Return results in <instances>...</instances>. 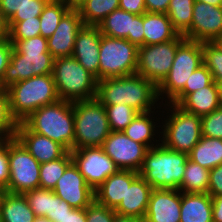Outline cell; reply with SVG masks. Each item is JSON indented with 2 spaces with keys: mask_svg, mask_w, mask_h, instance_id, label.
I'll return each instance as SVG.
<instances>
[{
  "mask_svg": "<svg viewBox=\"0 0 222 222\" xmlns=\"http://www.w3.org/2000/svg\"><path fill=\"white\" fill-rule=\"evenodd\" d=\"M13 45L10 62L0 85L8 89L19 81L34 76L52 74L54 57L48 51L47 38L41 35L25 40H9Z\"/></svg>",
  "mask_w": 222,
  "mask_h": 222,
  "instance_id": "cell-1",
  "label": "cell"
},
{
  "mask_svg": "<svg viewBox=\"0 0 222 222\" xmlns=\"http://www.w3.org/2000/svg\"><path fill=\"white\" fill-rule=\"evenodd\" d=\"M96 99L103 105L125 104L145 113L155 108L159 97L153 82L133 74L98 81Z\"/></svg>",
  "mask_w": 222,
  "mask_h": 222,
  "instance_id": "cell-2",
  "label": "cell"
},
{
  "mask_svg": "<svg viewBox=\"0 0 222 222\" xmlns=\"http://www.w3.org/2000/svg\"><path fill=\"white\" fill-rule=\"evenodd\" d=\"M187 160V153L168 149L158 143L149 148L138 173L153 189L179 190Z\"/></svg>",
  "mask_w": 222,
  "mask_h": 222,
  "instance_id": "cell-3",
  "label": "cell"
},
{
  "mask_svg": "<svg viewBox=\"0 0 222 222\" xmlns=\"http://www.w3.org/2000/svg\"><path fill=\"white\" fill-rule=\"evenodd\" d=\"M32 132L48 137L64 146L69 152L74 149L73 103L59 100L32 112L22 121Z\"/></svg>",
  "mask_w": 222,
  "mask_h": 222,
  "instance_id": "cell-4",
  "label": "cell"
},
{
  "mask_svg": "<svg viewBox=\"0 0 222 222\" xmlns=\"http://www.w3.org/2000/svg\"><path fill=\"white\" fill-rule=\"evenodd\" d=\"M6 90L10 113L17 123L37 109L60 100L52 74L19 81Z\"/></svg>",
  "mask_w": 222,
  "mask_h": 222,
  "instance_id": "cell-5",
  "label": "cell"
},
{
  "mask_svg": "<svg viewBox=\"0 0 222 222\" xmlns=\"http://www.w3.org/2000/svg\"><path fill=\"white\" fill-rule=\"evenodd\" d=\"M53 79L60 100L77 102L96 98V77L73 56L54 58Z\"/></svg>",
  "mask_w": 222,
  "mask_h": 222,
  "instance_id": "cell-6",
  "label": "cell"
},
{
  "mask_svg": "<svg viewBox=\"0 0 222 222\" xmlns=\"http://www.w3.org/2000/svg\"><path fill=\"white\" fill-rule=\"evenodd\" d=\"M73 109L74 149L102 146L111 132L105 106L95 98L73 102Z\"/></svg>",
  "mask_w": 222,
  "mask_h": 222,
  "instance_id": "cell-7",
  "label": "cell"
},
{
  "mask_svg": "<svg viewBox=\"0 0 222 222\" xmlns=\"http://www.w3.org/2000/svg\"><path fill=\"white\" fill-rule=\"evenodd\" d=\"M171 111L164 119L161 143L168 149L189 153L202 137L201 116L189 113L177 104L167 103Z\"/></svg>",
  "mask_w": 222,
  "mask_h": 222,
  "instance_id": "cell-8",
  "label": "cell"
},
{
  "mask_svg": "<svg viewBox=\"0 0 222 222\" xmlns=\"http://www.w3.org/2000/svg\"><path fill=\"white\" fill-rule=\"evenodd\" d=\"M203 65L202 42L185 39L178 47L170 72L157 86L159 100L169 103L184 89L191 74ZM162 96V97H161Z\"/></svg>",
  "mask_w": 222,
  "mask_h": 222,
  "instance_id": "cell-9",
  "label": "cell"
},
{
  "mask_svg": "<svg viewBox=\"0 0 222 222\" xmlns=\"http://www.w3.org/2000/svg\"><path fill=\"white\" fill-rule=\"evenodd\" d=\"M138 47L127 39L101 35L99 81L136 74Z\"/></svg>",
  "mask_w": 222,
  "mask_h": 222,
  "instance_id": "cell-10",
  "label": "cell"
},
{
  "mask_svg": "<svg viewBox=\"0 0 222 222\" xmlns=\"http://www.w3.org/2000/svg\"><path fill=\"white\" fill-rule=\"evenodd\" d=\"M9 181L6 192L23 194L39 188L40 163L14 137L8 139Z\"/></svg>",
  "mask_w": 222,
  "mask_h": 222,
  "instance_id": "cell-11",
  "label": "cell"
},
{
  "mask_svg": "<svg viewBox=\"0 0 222 222\" xmlns=\"http://www.w3.org/2000/svg\"><path fill=\"white\" fill-rule=\"evenodd\" d=\"M185 39L179 34L175 39L164 43L138 47L136 74L158 86L170 72L177 47Z\"/></svg>",
  "mask_w": 222,
  "mask_h": 222,
  "instance_id": "cell-12",
  "label": "cell"
},
{
  "mask_svg": "<svg viewBox=\"0 0 222 222\" xmlns=\"http://www.w3.org/2000/svg\"><path fill=\"white\" fill-rule=\"evenodd\" d=\"M70 152L73 163L93 190L120 170L101 146L73 149Z\"/></svg>",
  "mask_w": 222,
  "mask_h": 222,
  "instance_id": "cell-13",
  "label": "cell"
},
{
  "mask_svg": "<svg viewBox=\"0 0 222 222\" xmlns=\"http://www.w3.org/2000/svg\"><path fill=\"white\" fill-rule=\"evenodd\" d=\"M120 170L139 172L149 148L127 137L122 131H111L102 146Z\"/></svg>",
  "mask_w": 222,
  "mask_h": 222,
  "instance_id": "cell-14",
  "label": "cell"
},
{
  "mask_svg": "<svg viewBox=\"0 0 222 222\" xmlns=\"http://www.w3.org/2000/svg\"><path fill=\"white\" fill-rule=\"evenodd\" d=\"M183 36L197 42H214L222 36V6L195 1L191 27Z\"/></svg>",
  "mask_w": 222,
  "mask_h": 222,
  "instance_id": "cell-15",
  "label": "cell"
},
{
  "mask_svg": "<svg viewBox=\"0 0 222 222\" xmlns=\"http://www.w3.org/2000/svg\"><path fill=\"white\" fill-rule=\"evenodd\" d=\"M97 26L102 35L127 39L137 47L144 46L143 15H135L118 8Z\"/></svg>",
  "mask_w": 222,
  "mask_h": 222,
  "instance_id": "cell-16",
  "label": "cell"
},
{
  "mask_svg": "<svg viewBox=\"0 0 222 222\" xmlns=\"http://www.w3.org/2000/svg\"><path fill=\"white\" fill-rule=\"evenodd\" d=\"M53 192L75 209L86 208L95 200L94 190L73 162L58 179Z\"/></svg>",
  "mask_w": 222,
  "mask_h": 222,
  "instance_id": "cell-17",
  "label": "cell"
},
{
  "mask_svg": "<svg viewBox=\"0 0 222 222\" xmlns=\"http://www.w3.org/2000/svg\"><path fill=\"white\" fill-rule=\"evenodd\" d=\"M84 23L76 8H71L61 19L48 41V51L54 58L72 56L75 38Z\"/></svg>",
  "mask_w": 222,
  "mask_h": 222,
  "instance_id": "cell-18",
  "label": "cell"
},
{
  "mask_svg": "<svg viewBox=\"0 0 222 222\" xmlns=\"http://www.w3.org/2000/svg\"><path fill=\"white\" fill-rule=\"evenodd\" d=\"M15 138L40 164L57 160L68 152L58 142L32 132L23 122L17 124Z\"/></svg>",
  "mask_w": 222,
  "mask_h": 222,
  "instance_id": "cell-19",
  "label": "cell"
},
{
  "mask_svg": "<svg viewBox=\"0 0 222 222\" xmlns=\"http://www.w3.org/2000/svg\"><path fill=\"white\" fill-rule=\"evenodd\" d=\"M181 191L153 189L144 222H180Z\"/></svg>",
  "mask_w": 222,
  "mask_h": 222,
  "instance_id": "cell-20",
  "label": "cell"
},
{
  "mask_svg": "<svg viewBox=\"0 0 222 222\" xmlns=\"http://www.w3.org/2000/svg\"><path fill=\"white\" fill-rule=\"evenodd\" d=\"M101 32L98 26L84 25L75 38L72 56L99 81Z\"/></svg>",
  "mask_w": 222,
  "mask_h": 222,
  "instance_id": "cell-21",
  "label": "cell"
},
{
  "mask_svg": "<svg viewBox=\"0 0 222 222\" xmlns=\"http://www.w3.org/2000/svg\"><path fill=\"white\" fill-rule=\"evenodd\" d=\"M152 190L144 178L138 175L130 185H127L125 197L114 211L117 215L144 219Z\"/></svg>",
  "mask_w": 222,
  "mask_h": 222,
  "instance_id": "cell-22",
  "label": "cell"
},
{
  "mask_svg": "<svg viewBox=\"0 0 222 222\" xmlns=\"http://www.w3.org/2000/svg\"><path fill=\"white\" fill-rule=\"evenodd\" d=\"M138 175V172L132 170H119L112 174L94 190L95 200L108 208L115 209L125 197L127 185H130Z\"/></svg>",
  "mask_w": 222,
  "mask_h": 222,
  "instance_id": "cell-23",
  "label": "cell"
},
{
  "mask_svg": "<svg viewBox=\"0 0 222 222\" xmlns=\"http://www.w3.org/2000/svg\"><path fill=\"white\" fill-rule=\"evenodd\" d=\"M180 222H213L211 196L181 192Z\"/></svg>",
  "mask_w": 222,
  "mask_h": 222,
  "instance_id": "cell-24",
  "label": "cell"
},
{
  "mask_svg": "<svg viewBox=\"0 0 222 222\" xmlns=\"http://www.w3.org/2000/svg\"><path fill=\"white\" fill-rule=\"evenodd\" d=\"M222 105L218 87L215 81L193 93L188 94L178 106L183 110L204 116L210 114Z\"/></svg>",
  "mask_w": 222,
  "mask_h": 222,
  "instance_id": "cell-25",
  "label": "cell"
},
{
  "mask_svg": "<svg viewBox=\"0 0 222 222\" xmlns=\"http://www.w3.org/2000/svg\"><path fill=\"white\" fill-rule=\"evenodd\" d=\"M144 46L175 39L179 33L173 28L167 14L146 12L143 14Z\"/></svg>",
  "mask_w": 222,
  "mask_h": 222,
  "instance_id": "cell-26",
  "label": "cell"
},
{
  "mask_svg": "<svg viewBox=\"0 0 222 222\" xmlns=\"http://www.w3.org/2000/svg\"><path fill=\"white\" fill-rule=\"evenodd\" d=\"M0 216L3 222H33L35 214L23 194L2 192Z\"/></svg>",
  "mask_w": 222,
  "mask_h": 222,
  "instance_id": "cell-27",
  "label": "cell"
},
{
  "mask_svg": "<svg viewBox=\"0 0 222 222\" xmlns=\"http://www.w3.org/2000/svg\"><path fill=\"white\" fill-rule=\"evenodd\" d=\"M188 159L211 170L222 164V139L202 136L188 153Z\"/></svg>",
  "mask_w": 222,
  "mask_h": 222,
  "instance_id": "cell-28",
  "label": "cell"
},
{
  "mask_svg": "<svg viewBox=\"0 0 222 222\" xmlns=\"http://www.w3.org/2000/svg\"><path fill=\"white\" fill-rule=\"evenodd\" d=\"M151 113H154V111L138 113L132 122L122 131L133 141L146 145L148 148L154 147L155 143L153 144V142L155 140V142L158 143L159 140L154 139V137L156 136L155 133L158 134L160 132L158 129L156 130L155 126L158 125V123L155 124V119H152L150 116Z\"/></svg>",
  "mask_w": 222,
  "mask_h": 222,
  "instance_id": "cell-29",
  "label": "cell"
},
{
  "mask_svg": "<svg viewBox=\"0 0 222 222\" xmlns=\"http://www.w3.org/2000/svg\"><path fill=\"white\" fill-rule=\"evenodd\" d=\"M119 8V0H83L76 6L84 25L97 26Z\"/></svg>",
  "mask_w": 222,
  "mask_h": 222,
  "instance_id": "cell-30",
  "label": "cell"
},
{
  "mask_svg": "<svg viewBox=\"0 0 222 222\" xmlns=\"http://www.w3.org/2000/svg\"><path fill=\"white\" fill-rule=\"evenodd\" d=\"M210 170L187 160L179 190L182 193H208Z\"/></svg>",
  "mask_w": 222,
  "mask_h": 222,
  "instance_id": "cell-31",
  "label": "cell"
},
{
  "mask_svg": "<svg viewBox=\"0 0 222 222\" xmlns=\"http://www.w3.org/2000/svg\"><path fill=\"white\" fill-rule=\"evenodd\" d=\"M195 0H171L167 16L173 28L184 35L191 27L193 6Z\"/></svg>",
  "mask_w": 222,
  "mask_h": 222,
  "instance_id": "cell-32",
  "label": "cell"
},
{
  "mask_svg": "<svg viewBox=\"0 0 222 222\" xmlns=\"http://www.w3.org/2000/svg\"><path fill=\"white\" fill-rule=\"evenodd\" d=\"M73 162L71 152H67L63 157L40 164V188L53 190L58 179L64 174L66 168Z\"/></svg>",
  "mask_w": 222,
  "mask_h": 222,
  "instance_id": "cell-33",
  "label": "cell"
},
{
  "mask_svg": "<svg viewBox=\"0 0 222 222\" xmlns=\"http://www.w3.org/2000/svg\"><path fill=\"white\" fill-rule=\"evenodd\" d=\"M72 7L65 4L64 2L54 1L48 2L40 14V33L44 38H49L55 32L62 17Z\"/></svg>",
  "mask_w": 222,
  "mask_h": 222,
  "instance_id": "cell-34",
  "label": "cell"
},
{
  "mask_svg": "<svg viewBox=\"0 0 222 222\" xmlns=\"http://www.w3.org/2000/svg\"><path fill=\"white\" fill-rule=\"evenodd\" d=\"M111 131H123L139 113L125 104L104 105Z\"/></svg>",
  "mask_w": 222,
  "mask_h": 222,
  "instance_id": "cell-35",
  "label": "cell"
},
{
  "mask_svg": "<svg viewBox=\"0 0 222 222\" xmlns=\"http://www.w3.org/2000/svg\"><path fill=\"white\" fill-rule=\"evenodd\" d=\"M213 81L211 72L204 64L201 65L191 74L184 89L170 103L178 105L188 94L210 85Z\"/></svg>",
  "mask_w": 222,
  "mask_h": 222,
  "instance_id": "cell-36",
  "label": "cell"
},
{
  "mask_svg": "<svg viewBox=\"0 0 222 222\" xmlns=\"http://www.w3.org/2000/svg\"><path fill=\"white\" fill-rule=\"evenodd\" d=\"M7 26L9 40H25L41 35L39 16L24 21H7Z\"/></svg>",
  "mask_w": 222,
  "mask_h": 222,
  "instance_id": "cell-37",
  "label": "cell"
},
{
  "mask_svg": "<svg viewBox=\"0 0 222 222\" xmlns=\"http://www.w3.org/2000/svg\"><path fill=\"white\" fill-rule=\"evenodd\" d=\"M203 64L215 82L222 79V50L214 42H202Z\"/></svg>",
  "mask_w": 222,
  "mask_h": 222,
  "instance_id": "cell-38",
  "label": "cell"
},
{
  "mask_svg": "<svg viewBox=\"0 0 222 222\" xmlns=\"http://www.w3.org/2000/svg\"><path fill=\"white\" fill-rule=\"evenodd\" d=\"M17 121L11 116L7 90L0 91V137L3 140L15 137Z\"/></svg>",
  "mask_w": 222,
  "mask_h": 222,
  "instance_id": "cell-39",
  "label": "cell"
},
{
  "mask_svg": "<svg viewBox=\"0 0 222 222\" xmlns=\"http://www.w3.org/2000/svg\"><path fill=\"white\" fill-rule=\"evenodd\" d=\"M35 216H44L50 212L51 190L35 188L23 193Z\"/></svg>",
  "mask_w": 222,
  "mask_h": 222,
  "instance_id": "cell-40",
  "label": "cell"
},
{
  "mask_svg": "<svg viewBox=\"0 0 222 222\" xmlns=\"http://www.w3.org/2000/svg\"><path fill=\"white\" fill-rule=\"evenodd\" d=\"M202 136L222 139V105L210 114L201 116Z\"/></svg>",
  "mask_w": 222,
  "mask_h": 222,
  "instance_id": "cell-41",
  "label": "cell"
},
{
  "mask_svg": "<svg viewBox=\"0 0 222 222\" xmlns=\"http://www.w3.org/2000/svg\"><path fill=\"white\" fill-rule=\"evenodd\" d=\"M116 212L94 200L86 207V222H113Z\"/></svg>",
  "mask_w": 222,
  "mask_h": 222,
  "instance_id": "cell-42",
  "label": "cell"
},
{
  "mask_svg": "<svg viewBox=\"0 0 222 222\" xmlns=\"http://www.w3.org/2000/svg\"><path fill=\"white\" fill-rule=\"evenodd\" d=\"M47 3V0H29L27 4L20 10H17L8 21L34 19V17L40 16Z\"/></svg>",
  "mask_w": 222,
  "mask_h": 222,
  "instance_id": "cell-43",
  "label": "cell"
},
{
  "mask_svg": "<svg viewBox=\"0 0 222 222\" xmlns=\"http://www.w3.org/2000/svg\"><path fill=\"white\" fill-rule=\"evenodd\" d=\"M73 208L60 197H58L53 190H51V206L47 218L52 222H62L63 219Z\"/></svg>",
  "mask_w": 222,
  "mask_h": 222,
  "instance_id": "cell-44",
  "label": "cell"
},
{
  "mask_svg": "<svg viewBox=\"0 0 222 222\" xmlns=\"http://www.w3.org/2000/svg\"><path fill=\"white\" fill-rule=\"evenodd\" d=\"M9 181V157H8V140H4L0 145V190H7Z\"/></svg>",
  "mask_w": 222,
  "mask_h": 222,
  "instance_id": "cell-45",
  "label": "cell"
},
{
  "mask_svg": "<svg viewBox=\"0 0 222 222\" xmlns=\"http://www.w3.org/2000/svg\"><path fill=\"white\" fill-rule=\"evenodd\" d=\"M208 194L222 196V164L210 170Z\"/></svg>",
  "mask_w": 222,
  "mask_h": 222,
  "instance_id": "cell-46",
  "label": "cell"
},
{
  "mask_svg": "<svg viewBox=\"0 0 222 222\" xmlns=\"http://www.w3.org/2000/svg\"><path fill=\"white\" fill-rule=\"evenodd\" d=\"M29 0H0V10L3 17L8 21L13 14L24 7Z\"/></svg>",
  "mask_w": 222,
  "mask_h": 222,
  "instance_id": "cell-47",
  "label": "cell"
},
{
  "mask_svg": "<svg viewBox=\"0 0 222 222\" xmlns=\"http://www.w3.org/2000/svg\"><path fill=\"white\" fill-rule=\"evenodd\" d=\"M13 50V45L8 38L0 41V81L4 75V71L10 62V56Z\"/></svg>",
  "mask_w": 222,
  "mask_h": 222,
  "instance_id": "cell-48",
  "label": "cell"
},
{
  "mask_svg": "<svg viewBox=\"0 0 222 222\" xmlns=\"http://www.w3.org/2000/svg\"><path fill=\"white\" fill-rule=\"evenodd\" d=\"M119 8L135 15L147 12L144 0H119Z\"/></svg>",
  "mask_w": 222,
  "mask_h": 222,
  "instance_id": "cell-49",
  "label": "cell"
},
{
  "mask_svg": "<svg viewBox=\"0 0 222 222\" xmlns=\"http://www.w3.org/2000/svg\"><path fill=\"white\" fill-rule=\"evenodd\" d=\"M147 12L167 14L171 0H144Z\"/></svg>",
  "mask_w": 222,
  "mask_h": 222,
  "instance_id": "cell-50",
  "label": "cell"
},
{
  "mask_svg": "<svg viewBox=\"0 0 222 222\" xmlns=\"http://www.w3.org/2000/svg\"><path fill=\"white\" fill-rule=\"evenodd\" d=\"M62 222H86V208L68 211Z\"/></svg>",
  "mask_w": 222,
  "mask_h": 222,
  "instance_id": "cell-51",
  "label": "cell"
},
{
  "mask_svg": "<svg viewBox=\"0 0 222 222\" xmlns=\"http://www.w3.org/2000/svg\"><path fill=\"white\" fill-rule=\"evenodd\" d=\"M213 222H222V196H211Z\"/></svg>",
  "mask_w": 222,
  "mask_h": 222,
  "instance_id": "cell-52",
  "label": "cell"
},
{
  "mask_svg": "<svg viewBox=\"0 0 222 222\" xmlns=\"http://www.w3.org/2000/svg\"><path fill=\"white\" fill-rule=\"evenodd\" d=\"M6 38H8L7 20L3 17L2 12L0 10V41Z\"/></svg>",
  "mask_w": 222,
  "mask_h": 222,
  "instance_id": "cell-53",
  "label": "cell"
},
{
  "mask_svg": "<svg viewBox=\"0 0 222 222\" xmlns=\"http://www.w3.org/2000/svg\"><path fill=\"white\" fill-rule=\"evenodd\" d=\"M113 222H144V220L135 217L121 216L116 214L113 219Z\"/></svg>",
  "mask_w": 222,
  "mask_h": 222,
  "instance_id": "cell-54",
  "label": "cell"
},
{
  "mask_svg": "<svg viewBox=\"0 0 222 222\" xmlns=\"http://www.w3.org/2000/svg\"><path fill=\"white\" fill-rule=\"evenodd\" d=\"M199 2H204L206 4H211L212 6L218 7L222 6V0H195Z\"/></svg>",
  "mask_w": 222,
  "mask_h": 222,
  "instance_id": "cell-55",
  "label": "cell"
},
{
  "mask_svg": "<svg viewBox=\"0 0 222 222\" xmlns=\"http://www.w3.org/2000/svg\"><path fill=\"white\" fill-rule=\"evenodd\" d=\"M61 1L71 6L72 8H76V6L80 4L83 0H61Z\"/></svg>",
  "mask_w": 222,
  "mask_h": 222,
  "instance_id": "cell-56",
  "label": "cell"
},
{
  "mask_svg": "<svg viewBox=\"0 0 222 222\" xmlns=\"http://www.w3.org/2000/svg\"><path fill=\"white\" fill-rule=\"evenodd\" d=\"M33 222H52V221L44 216H36Z\"/></svg>",
  "mask_w": 222,
  "mask_h": 222,
  "instance_id": "cell-57",
  "label": "cell"
},
{
  "mask_svg": "<svg viewBox=\"0 0 222 222\" xmlns=\"http://www.w3.org/2000/svg\"><path fill=\"white\" fill-rule=\"evenodd\" d=\"M219 92V97L222 103V79L216 82Z\"/></svg>",
  "mask_w": 222,
  "mask_h": 222,
  "instance_id": "cell-58",
  "label": "cell"
},
{
  "mask_svg": "<svg viewBox=\"0 0 222 222\" xmlns=\"http://www.w3.org/2000/svg\"><path fill=\"white\" fill-rule=\"evenodd\" d=\"M214 43H215L217 46H219V47L221 48V50H222V36L218 37V38L214 41Z\"/></svg>",
  "mask_w": 222,
  "mask_h": 222,
  "instance_id": "cell-59",
  "label": "cell"
},
{
  "mask_svg": "<svg viewBox=\"0 0 222 222\" xmlns=\"http://www.w3.org/2000/svg\"><path fill=\"white\" fill-rule=\"evenodd\" d=\"M48 2L60 1V0H47Z\"/></svg>",
  "mask_w": 222,
  "mask_h": 222,
  "instance_id": "cell-60",
  "label": "cell"
},
{
  "mask_svg": "<svg viewBox=\"0 0 222 222\" xmlns=\"http://www.w3.org/2000/svg\"><path fill=\"white\" fill-rule=\"evenodd\" d=\"M3 141H4V140L0 137V145L3 143Z\"/></svg>",
  "mask_w": 222,
  "mask_h": 222,
  "instance_id": "cell-61",
  "label": "cell"
}]
</instances>
